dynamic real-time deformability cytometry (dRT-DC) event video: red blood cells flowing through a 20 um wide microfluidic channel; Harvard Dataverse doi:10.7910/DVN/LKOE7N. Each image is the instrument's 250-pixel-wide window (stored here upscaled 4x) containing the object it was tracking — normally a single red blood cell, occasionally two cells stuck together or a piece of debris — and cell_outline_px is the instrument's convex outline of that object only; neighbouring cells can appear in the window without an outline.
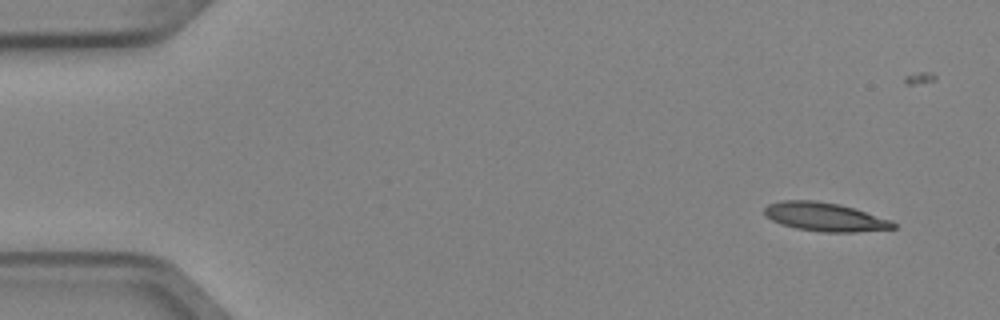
{"species": "Egyptian fruit bat (a non-hibernating species)", "species_latin": "Rousettus aegyptiacus", "temperature_condition": "cold", "stored_images_in_passage": 4, "segment_of_instrument_passage": [1, 2], "camera_frame_rate_fps": 3000, "um_per_image_px": 0.085, "animal": {"sex": "female"}, "frame": {"image": 1, "passage_image": 1, "time_ms": 0.0, "image_size_px": [1000, 320], "cell_outline_px": [[896, 228], [856, 232], [824, 232], [796, 228], [780, 224], [764, 216], [764, 208], [768, 204], [780, 200], [816, 200], [840, 204], [892, 220], [896, 224]], "centroid_in_image_um": [70.09, 18.43], "position_along_channel_um": 14.9, "area_um2": 21.62}}